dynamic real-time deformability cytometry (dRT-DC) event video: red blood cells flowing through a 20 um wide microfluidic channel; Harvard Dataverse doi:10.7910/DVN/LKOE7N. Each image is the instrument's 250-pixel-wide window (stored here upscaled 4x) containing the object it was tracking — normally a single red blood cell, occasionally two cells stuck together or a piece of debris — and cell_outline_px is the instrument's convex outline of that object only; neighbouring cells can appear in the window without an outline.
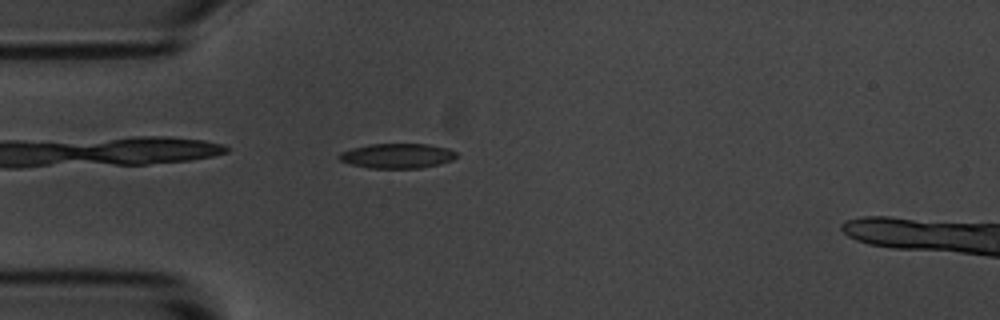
{"species": "common noctule bat (a hibernating species)", "species_latin": "Nyctalus noctula", "temperature_condition": "room temperature", "stored_images_in_passage": 42, "camera_frame_rate_fps": 3000, "um_per_image_px": 0.085, "animal": {"sex": "male", "body_mass_g": 20.1, "forearm_length_mm": 53.5}, "frame": {"image": 1, "passage_image": 2, "time_ms": 0.333, "image_size_px": [1000, 320], "cell_outline_px": [[456, 156], [452, 160], [440, 164], [420, 168], [368, 168], [352, 164], [340, 160], [336, 156], [340, 152], [352, 148], [368, 144], [428, 144], [448, 148], [456, 152]], "centroid_in_image_um": [33.75, 13.24], "position_along_channel_um": 51.3, "area_um2": 16.99}}
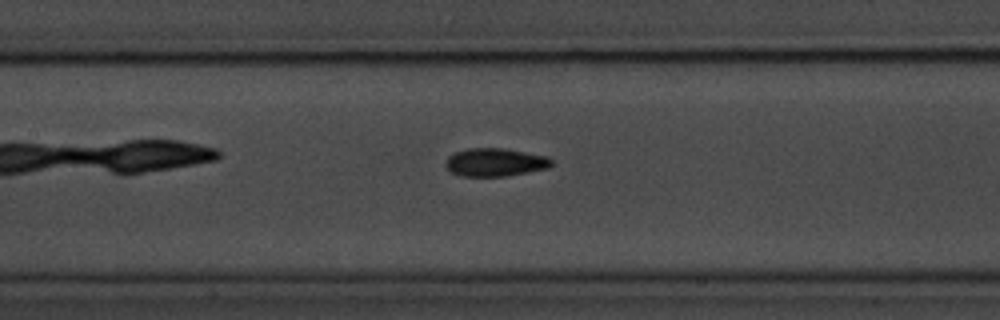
{"frame": {"image": 2, "passage_image": 12, "time_ms": 3.667, "image_size_px": [1000, 320], "cell_outline_px": [[552, 164], [548, 168], [528, 172], [504, 176], [460, 176], [452, 172], [444, 164], [448, 156], [456, 152], [468, 148], [504, 148], [548, 156], [552, 160]], "centroid_in_image_um": [42.09, 13.79], "position_along_channel_um": 165.3, "area_um2": 17.34}}
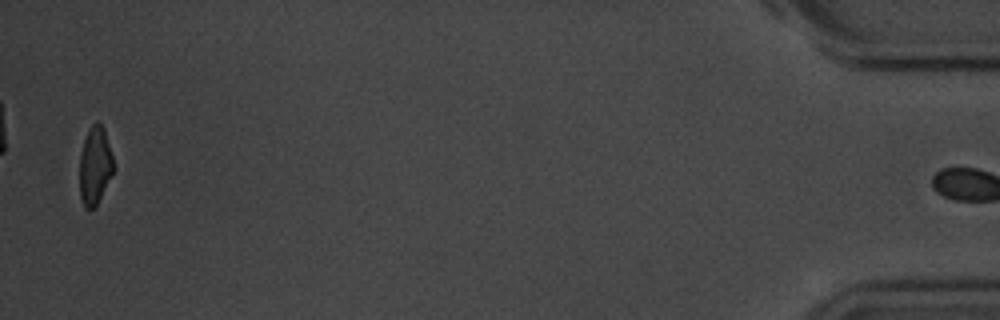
{"frame": {"image": 3, "passage_image": 41, "time_ms": 13.333, "image_size_px": [1000, 320], "cell_outline_px": [[116, 168], [96, 204], [92, 208], [84, 208], [80, 196], [80, 152], [84, 140], [92, 124], [96, 120], [104, 128]], "centroid_in_image_um": [8.08, 14.06], "position_along_channel_um": 427.1, "area_um2": 15.32}, "authors_computed_cell_mechanics": {"area_um2": 16.9932, "velocity_mm_per_s": 3.6532, "shape_relaxation_time_tau1_ms": 2.4534, "shape_relaxation_time_tau2_ms": 2.2344, "deformation_change_tau1": 0.1118, "deformation_change_tau2": 0.0737}}